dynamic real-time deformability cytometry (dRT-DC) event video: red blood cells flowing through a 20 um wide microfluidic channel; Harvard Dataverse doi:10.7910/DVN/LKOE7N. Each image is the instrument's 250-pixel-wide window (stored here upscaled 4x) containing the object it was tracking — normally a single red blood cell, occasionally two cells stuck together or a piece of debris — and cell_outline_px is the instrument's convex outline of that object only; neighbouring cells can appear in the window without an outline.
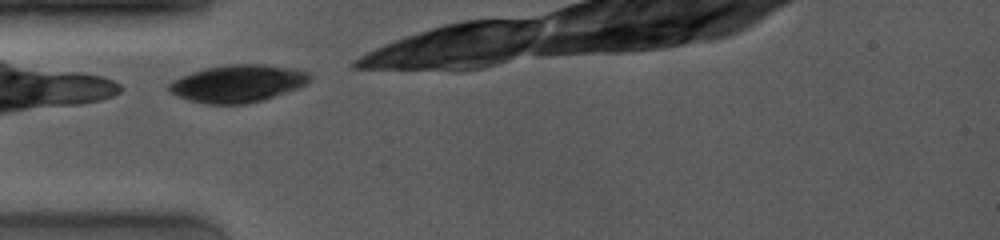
{"species": "common noctule bat (a hibernating species)", "species_latin": "Nyctalus noctula", "temperature_condition": "room temperature", "stored_images_in_passage": 12, "camera_frame_rate_fps": 4000, "um_per_image_px": 0.085, "animal": {"sex": "female", "body_mass_g": 19.0, "forearm_length_mm": 53.3}, "frame": {"image": 1, "passage_image": 1, "time_ms": 0.0, "image_size_px": [1000, 240], "cell_outline_px": [[312, 80], [300, 88], [264, 100], [248, 104], [208, 104], [188, 100], [168, 92], [168, 84], [192, 72], [208, 68], [228, 64], [256, 64], [288, 68], [308, 72], [312, 76]], "centroid_in_image_um": [20.25, 7.12], "position_along_channel_um": 64.8, "area_um2": 30.58}}